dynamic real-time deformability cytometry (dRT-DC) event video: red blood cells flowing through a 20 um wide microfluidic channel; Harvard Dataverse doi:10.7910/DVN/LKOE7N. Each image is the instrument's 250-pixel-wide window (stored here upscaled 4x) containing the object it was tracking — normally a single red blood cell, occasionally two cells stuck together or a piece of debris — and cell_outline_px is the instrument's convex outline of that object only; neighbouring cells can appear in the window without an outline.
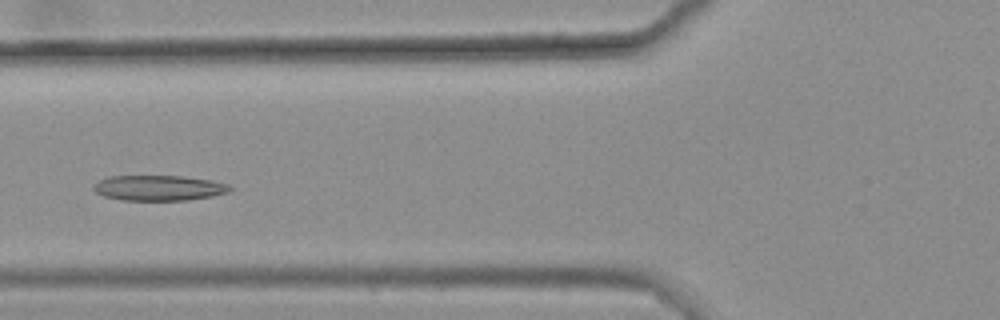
{"species": "common noctule bat (a hibernating species)", "species_latin": "Nyctalus noctula", "temperature_condition": "warm", "stored_images_in_passage": 7, "camera_frame_rate_fps": 3000, "um_per_image_px": 0.085, "animal": {"sex": "female", "body_mass_g": 25.1}, "frame": {"image": 1, "passage_image": 5, "time_ms": 1.333, "image_size_px": [1000, 320], "cell_outline_px": [[232, 188], [228, 192], [212, 196], [188, 200], [120, 200], [104, 196], [96, 192], [92, 188], [100, 180], [108, 176], [184, 176], [212, 180], [228, 184]], "centroid_in_image_um": [13.51, 15.97], "position_along_channel_um": 112.3, "area_um2": 20.11}}
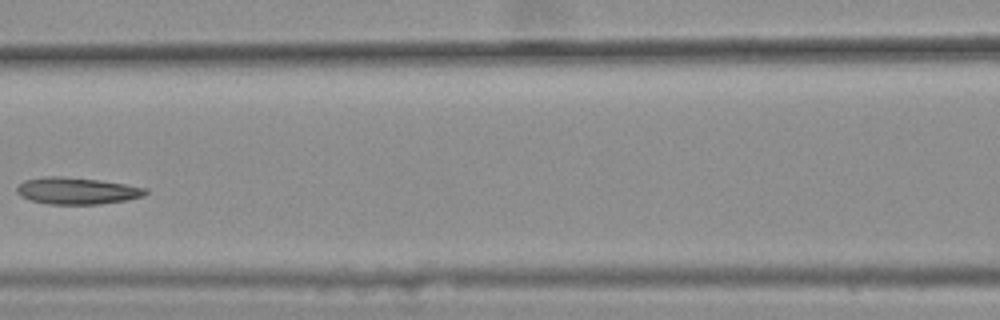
{"frame": {"image": 2, "passage_image": 6, "time_ms": 1.667, "image_size_px": [1000, 320], "cell_outline_px": [[148, 192], [144, 196], [128, 200], [100, 204], [48, 204], [32, 200], [20, 196], [16, 192], [16, 188], [24, 180], [44, 176], [64, 176], [100, 180], [148, 188]], "centroid_in_image_um": [6.55, 16.21], "position_along_channel_um": 160.1, "area_um2": 20.23}}
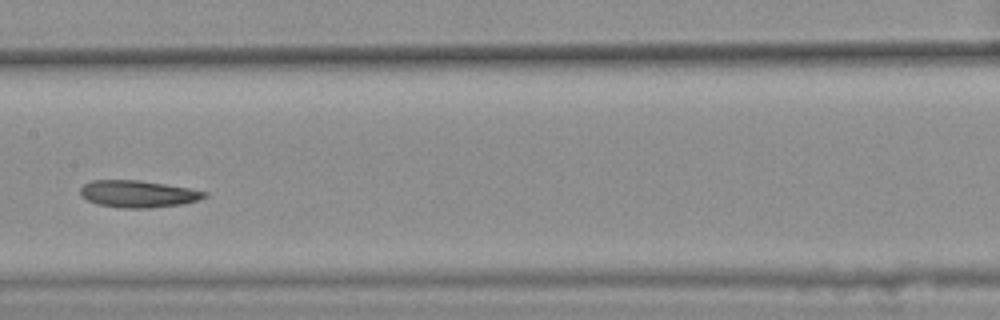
{"frame": {"image": 3, "passage_image": 7, "time_ms": 2.0, "image_size_px": [1000, 320], "cell_outline_px": [[208, 196], [196, 200], [180, 204], [152, 208], [124, 208], [96, 204], [80, 196], [80, 188], [84, 184], [92, 180], [140, 180], [188, 188], [208, 192]], "centroid_in_image_um": [11.7, 16.48], "position_along_channel_um": 195.7, "area_um2": 19.48}}